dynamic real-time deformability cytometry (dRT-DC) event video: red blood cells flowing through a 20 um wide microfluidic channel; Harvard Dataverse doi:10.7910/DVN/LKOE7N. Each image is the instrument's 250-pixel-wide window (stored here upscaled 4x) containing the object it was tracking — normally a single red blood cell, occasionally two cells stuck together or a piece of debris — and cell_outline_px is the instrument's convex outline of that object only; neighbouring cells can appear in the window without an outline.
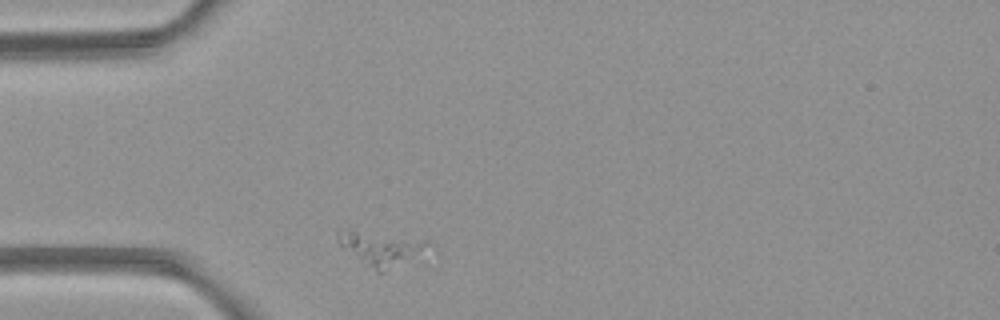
{"species": "common noctule bat (a hibernating species)", "species_latin": "Nyctalus noctula", "temperature_condition": "room temperature", "stored_images_in_passage": 2, "camera_frame_rate_fps": 3000, "um_per_image_px": 0.085, "animal": {"sex": "female", "body_mass_g": 21.9}, "frame": {"image": 1, "passage_image": 1, "time_ms": 0.0, "image_size_px": [1000, 320], "cell_outline_px": [[436, 248], [384, 272], [376, 272], [340, 248], [336, 240], [336, 232], [352, 232], [432, 240]], "centroid_in_image_um": [32.51, 21.17], "position_along_channel_um": 52.5, "area_um2": 17.8}}